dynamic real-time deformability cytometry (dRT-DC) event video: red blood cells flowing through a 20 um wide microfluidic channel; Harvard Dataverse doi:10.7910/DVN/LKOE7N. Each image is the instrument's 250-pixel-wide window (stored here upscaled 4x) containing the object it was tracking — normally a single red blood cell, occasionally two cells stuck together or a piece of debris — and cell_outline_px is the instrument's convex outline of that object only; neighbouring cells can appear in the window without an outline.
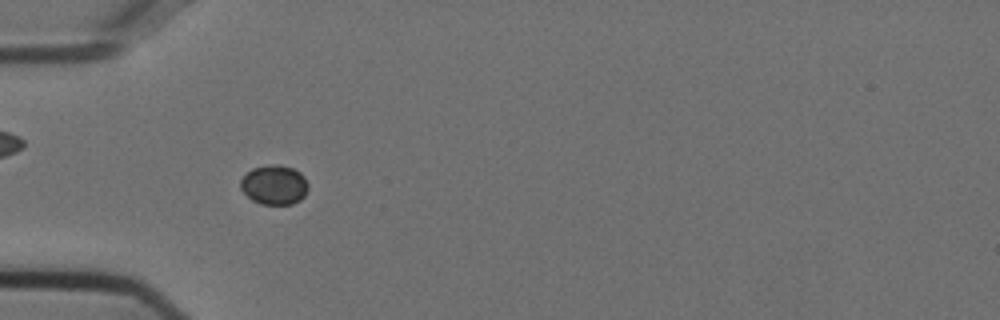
{"species": "Egyptian fruit bat (a non-hibernating species)", "species_latin": "Rousettus aegyptiacus", "temperature_condition": "cold", "stored_images_in_passage": 28, "camera_frame_rate_fps": 3000, "um_per_image_px": 0.085, "animal": {"sex": "female"}, "frame": {"image": 1, "passage_image": 2, "time_ms": 0.333, "image_size_px": [1000, 320], "cell_outline_px": [[308, 188], [304, 196], [300, 200], [292, 204], [260, 204], [252, 200], [240, 188], [240, 180], [252, 168], [272, 164], [280, 164], [292, 168], [300, 172], [304, 176], [308, 184]], "centroid_in_image_um": [23.32, 15.71], "position_along_channel_um": 61.7, "area_um2": 15.61}}
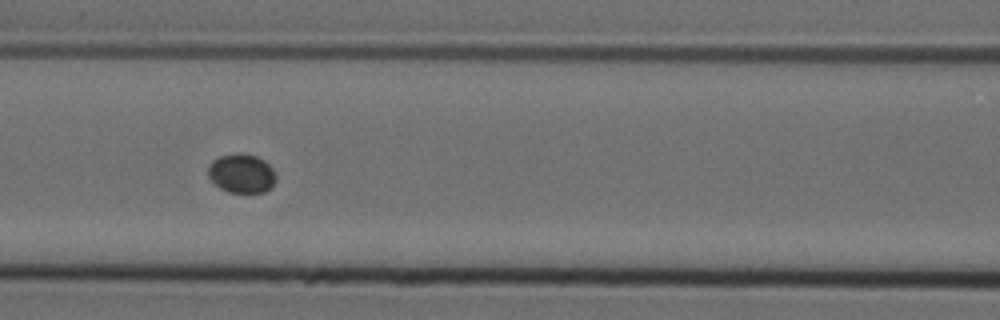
{"frame": {"image": 2, "passage_image": 9, "time_ms": 2.667, "image_size_px": [1000, 320], "cell_outline_px": [[276, 180], [272, 188], [264, 192], [228, 192], [220, 188], [208, 176], [208, 164], [212, 160], [220, 156], [236, 152], [244, 152], [256, 156], [264, 160], [272, 168], [276, 176]], "centroid_in_image_um": [20.54, 14.72], "position_along_channel_um": 146.1, "area_um2": 15.66}}
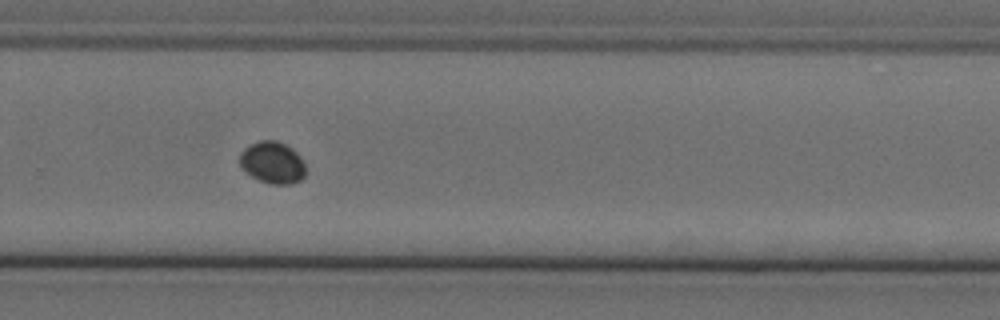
{"frame": {"image": 3, "passage_image": 22, "time_ms": 7.0, "image_size_px": [1000, 320], "cell_outline_px": [[304, 176], [300, 180], [292, 184], [272, 184], [260, 180], [252, 176], [240, 164], [240, 152], [244, 148], [260, 140], [276, 140], [292, 148], [300, 156], [304, 164]], "centroid_in_image_um": [23.17, 13.81], "position_along_channel_um": 306.6, "area_um2": 15.84}}